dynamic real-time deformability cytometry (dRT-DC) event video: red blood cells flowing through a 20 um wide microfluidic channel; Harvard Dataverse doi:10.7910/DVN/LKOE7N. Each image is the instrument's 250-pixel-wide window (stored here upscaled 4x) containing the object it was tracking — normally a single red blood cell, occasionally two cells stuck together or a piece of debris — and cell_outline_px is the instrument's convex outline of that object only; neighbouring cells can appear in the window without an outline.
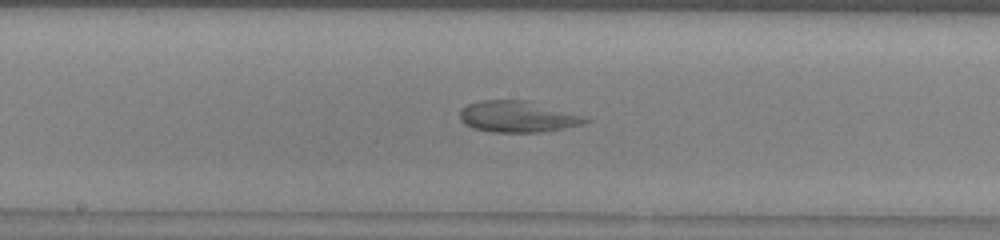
{"species": "common noctule bat (a hibernating species)", "species_latin": "Nyctalus noctula", "temperature_condition": "warm", "stored_images_in_passage": 50, "camera_frame_rate_fps": 3000, "um_per_image_px": 0.085, "animal": {"sex": "male", "body_mass_g": 13.0, "forearm_length_mm": 53.1}, "frame": {"image": 1, "passage_image": 25, "time_ms": 8.0, "image_size_px": [1000, 240], "cell_outline_px": [[592, 120], [584, 124], [564, 128], [540, 132], [492, 132], [472, 128], [464, 124], [460, 120], [460, 112], [468, 104], [480, 100], [528, 100]], "centroid_in_image_um": [43.94, 9.92], "position_along_channel_um": 204.3, "area_um2": 22.54}}
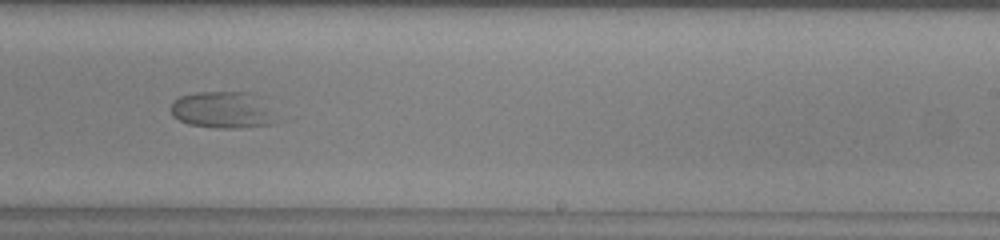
{"frame": {"image": 2, "passage_image": 30, "time_ms": 9.667, "image_size_px": [1000, 240], "cell_outline_px": [[272, 124], [240, 128], [220, 128], [188, 124], [172, 116], [168, 108], [172, 100], [180, 96], [196, 92], [252, 92], [272, 120]], "centroid_in_image_um": [18.71, 9.34], "position_along_channel_um": 270.3, "area_um2": 21.79}}
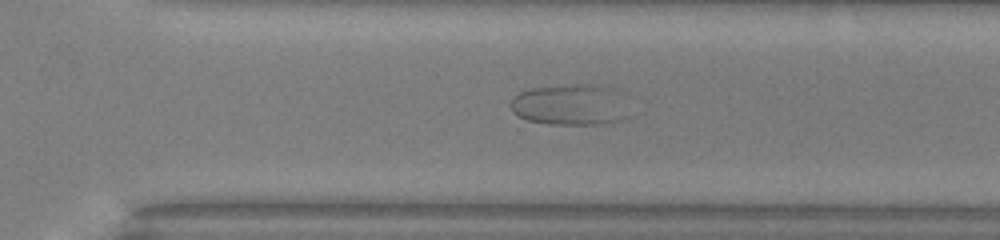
{"frame": {"image": 3, "passage_image": 34, "time_ms": 11.0, "image_size_px": [1000, 240], "cell_outline_px": [[636, 116], [604, 124], [548, 124], [528, 120], [512, 112], [508, 104], [512, 96], [520, 92], [532, 88], [568, 84], [604, 84], [616, 88]], "centroid_in_image_um": [48.58, 8.89], "position_along_channel_um": 322.0, "area_um2": 29.54}}